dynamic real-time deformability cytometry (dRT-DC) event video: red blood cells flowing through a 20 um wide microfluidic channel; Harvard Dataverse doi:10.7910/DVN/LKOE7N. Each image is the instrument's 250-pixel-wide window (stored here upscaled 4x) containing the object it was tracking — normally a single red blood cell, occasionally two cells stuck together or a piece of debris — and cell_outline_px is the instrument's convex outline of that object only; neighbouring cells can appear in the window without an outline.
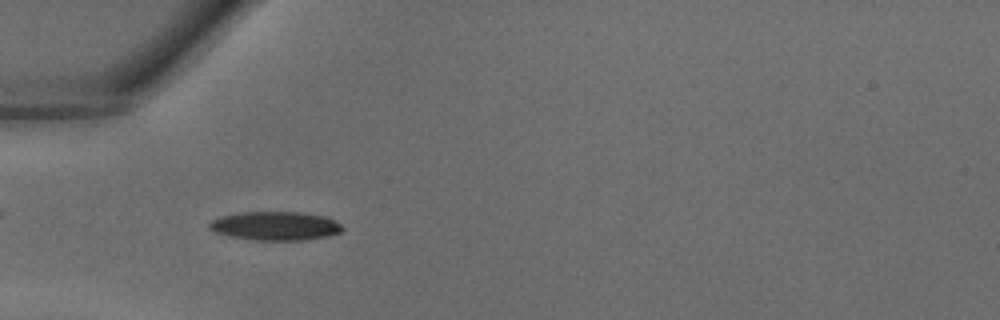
{"species": "common noctule bat (a hibernating species)", "species_latin": "Nyctalus noctula", "temperature_condition": "warm", "stored_images_in_passage": 27, "camera_frame_rate_fps": 3000, "um_per_image_px": 0.085, "animal": {"sex": "male", "body_mass_g": 18.8}, "frame": {"image": 1, "passage_image": 1, "time_ms": 0.0, "image_size_px": [1000, 320], "cell_outline_px": [[344, 232], [328, 236], [308, 240], [252, 240], [232, 236], [216, 232], [208, 228], [208, 224], [212, 220], [220, 216], [240, 212], [300, 212], [324, 216], [340, 224], [344, 228]], "centroid_in_image_um": [23.42, 19.2], "position_along_channel_um": 61.6, "area_um2": 22.37}}
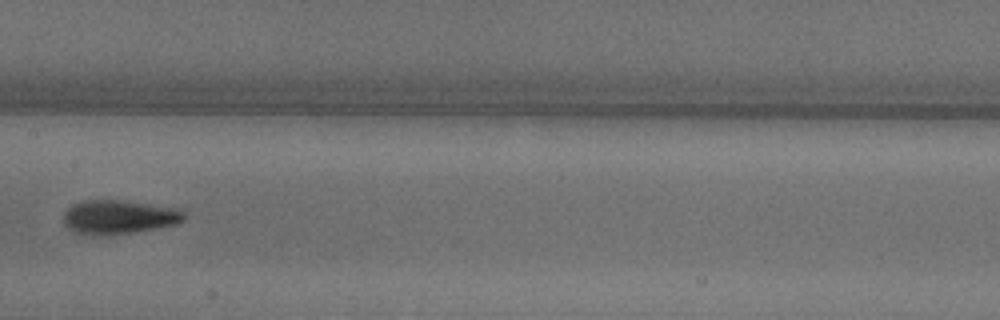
{"frame": {"image": 2, "passage_image": 9, "time_ms": 2.667, "image_size_px": [1000, 320], "cell_outline_px": [[184, 220], [176, 224], [128, 232], [92, 236], [72, 232], [64, 224], [64, 212], [72, 204], [84, 200], [124, 200], [184, 208]], "centroid_in_image_um": [10.09, 18.42], "position_along_channel_um": 197.3, "area_um2": 23.99}}
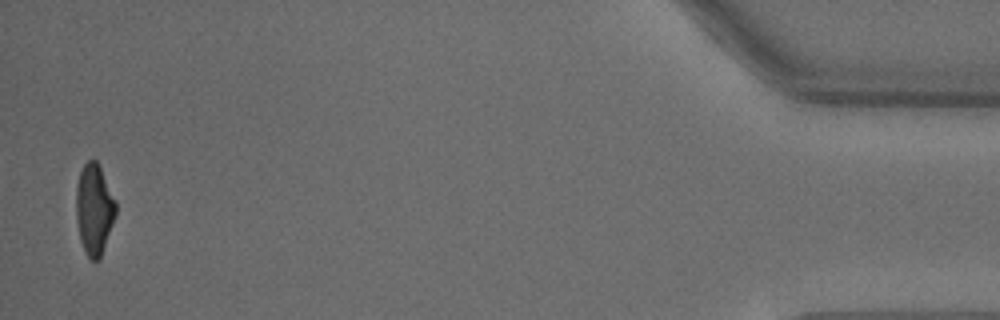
{"frame": {"image": 3, "passage_image": 27, "time_ms": 8.667, "image_size_px": [1000, 320], "cell_outline_px": [[116, 216], [100, 260], [92, 260], [84, 252], [80, 240], [76, 216], [76, 184], [80, 172], [84, 164], [88, 160], [96, 160], [116, 200]], "centroid_in_image_um": [8.01, 17.82], "position_along_channel_um": 427.2, "area_um2": 21.1}}